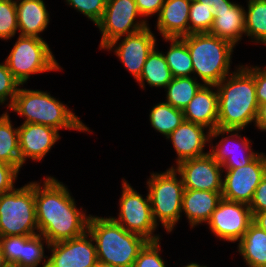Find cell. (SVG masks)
Here are the masks:
<instances>
[{
  "instance_id": "1",
  "label": "cell",
  "mask_w": 266,
  "mask_h": 267,
  "mask_svg": "<svg viewBox=\"0 0 266 267\" xmlns=\"http://www.w3.org/2000/svg\"><path fill=\"white\" fill-rule=\"evenodd\" d=\"M42 182L34 181L36 220L39 234L50 244L82 236L88 231L91 215L80 207L67 186L53 176H46Z\"/></svg>"
},
{
  "instance_id": "2",
  "label": "cell",
  "mask_w": 266,
  "mask_h": 267,
  "mask_svg": "<svg viewBox=\"0 0 266 267\" xmlns=\"http://www.w3.org/2000/svg\"><path fill=\"white\" fill-rule=\"evenodd\" d=\"M238 66L215 85L218 92V128L243 130L256 120L259 104L254 77L243 65Z\"/></svg>"
},
{
  "instance_id": "3",
  "label": "cell",
  "mask_w": 266,
  "mask_h": 267,
  "mask_svg": "<svg viewBox=\"0 0 266 267\" xmlns=\"http://www.w3.org/2000/svg\"><path fill=\"white\" fill-rule=\"evenodd\" d=\"M88 232L92 236L98 261L117 267H133L140 250L148 242L144 237L128 232L111 216H90Z\"/></svg>"
},
{
  "instance_id": "4",
  "label": "cell",
  "mask_w": 266,
  "mask_h": 267,
  "mask_svg": "<svg viewBox=\"0 0 266 267\" xmlns=\"http://www.w3.org/2000/svg\"><path fill=\"white\" fill-rule=\"evenodd\" d=\"M8 109L25 117L23 123L42 124L58 131L66 129L92 133L66 104L46 91L18 88Z\"/></svg>"
},
{
  "instance_id": "5",
  "label": "cell",
  "mask_w": 266,
  "mask_h": 267,
  "mask_svg": "<svg viewBox=\"0 0 266 267\" xmlns=\"http://www.w3.org/2000/svg\"><path fill=\"white\" fill-rule=\"evenodd\" d=\"M187 44L193 65V76L204 85H217L230 75L234 47L210 33H193L181 37ZM196 74V75H195Z\"/></svg>"
},
{
  "instance_id": "6",
  "label": "cell",
  "mask_w": 266,
  "mask_h": 267,
  "mask_svg": "<svg viewBox=\"0 0 266 267\" xmlns=\"http://www.w3.org/2000/svg\"><path fill=\"white\" fill-rule=\"evenodd\" d=\"M178 177L176 170L170 167L165 172L151 173L146 182L153 219L158 226V222L161 223L167 233L173 231L182 217L185 188L179 174Z\"/></svg>"
},
{
  "instance_id": "7",
  "label": "cell",
  "mask_w": 266,
  "mask_h": 267,
  "mask_svg": "<svg viewBox=\"0 0 266 267\" xmlns=\"http://www.w3.org/2000/svg\"><path fill=\"white\" fill-rule=\"evenodd\" d=\"M39 234L34 182L0 195V237Z\"/></svg>"
},
{
  "instance_id": "8",
  "label": "cell",
  "mask_w": 266,
  "mask_h": 267,
  "mask_svg": "<svg viewBox=\"0 0 266 267\" xmlns=\"http://www.w3.org/2000/svg\"><path fill=\"white\" fill-rule=\"evenodd\" d=\"M5 62L8 70L21 85L25 84L31 75L62 70L48 43L38 37L19 35Z\"/></svg>"
},
{
  "instance_id": "9",
  "label": "cell",
  "mask_w": 266,
  "mask_h": 267,
  "mask_svg": "<svg viewBox=\"0 0 266 267\" xmlns=\"http://www.w3.org/2000/svg\"><path fill=\"white\" fill-rule=\"evenodd\" d=\"M121 185L119 216L111 218L128 232L138 234L148 241L160 240V235L154 234L158 225L152 216L148 193L144 198L125 179L122 180Z\"/></svg>"
},
{
  "instance_id": "10",
  "label": "cell",
  "mask_w": 266,
  "mask_h": 267,
  "mask_svg": "<svg viewBox=\"0 0 266 267\" xmlns=\"http://www.w3.org/2000/svg\"><path fill=\"white\" fill-rule=\"evenodd\" d=\"M141 18L135 0H107L103 16L96 24L102 35L100 50L117 38L137 33L148 27V21Z\"/></svg>"
},
{
  "instance_id": "11",
  "label": "cell",
  "mask_w": 266,
  "mask_h": 267,
  "mask_svg": "<svg viewBox=\"0 0 266 267\" xmlns=\"http://www.w3.org/2000/svg\"><path fill=\"white\" fill-rule=\"evenodd\" d=\"M226 171V172H225ZM222 198L250 204L255 189L266 175V155L263 152L248 165L223 169Z\"/></svg>"
},
{
  "instance_id": "12",
  "label": "cell",
  "mask_w": 266,
  "mask_h": 267,
  "mask_svg": "<svg viewBox=\"0 0 266 267\" xmlns=\"http://www.w3.org/2000/svg\"><path fill=\"white\" fill-rule=\"evenodd\" d=\"M241 129L216 128L210 133L209 154L222 166L223 169H235L251 163L260 153L251 149V141L248 137H242ZM239 132V133H238ZM226 134V136L224 135ZM229 134V135H227ZM240 134V135H239ZM219 143L213 146L212 140L220 137ZM256 152V153H255Z\"/></svg>"
},
{
  "instance_id": "13",
  "label": "cell",
  "mask_w": 266,
  "mask_h": 267,
  "mask_svg": "<svg viewBox=\"0 0 266 267\" xmlns=\"http://www.w3.org/2000/svg\"><path fill=\"white\" fill-rule=\"evenodd\" d=\"M252 220L248 204L222 198L206 224L217 238L235 243L244 236Z\"/></svg>"
},
{
  "instance_id": "14",
  "label": "cell",
  "mask_w": 266,
  "mask_h": 267,
  "mask_svg": "<svg viewBox=\"0 0 266 267\" xmlns=\"http://www.w3.org/2000/svg\"><path fill=\"white\" fill-rule=\"evenodd\" d=\"M121 41V42H118ZM156 37L149 26L143 30L115 39L104 49L113 51L121 63L137 81L142 73L148 55L157 46Z\"/></svg>"
},
{
  "instance_id": "15",
  "label": "cell",
  "mask_w": 266,
  "mask_h": 267,
  "mask_svg": "<svg viewBox=\"0 0 266 267\" xmlns=\"http://www.w3.org/2000/svg\"><path fill=\"white\" fill-rule=\"evenodd\" d=\"M173 167L180 175L185 189L222 192V166L208 153L188 159Z\"/></svg>"
},
{
  "instance_id": "16",
  "label": "cell",
  "mask_w": 266,
  "mask_h": 267,
  "mask_svg": "<svg viewBox=\"0 0 266 267\" xmlns=\"http://www.w3.org/2000/svg\"><path fill=\"white\" fill-rule=\"evenodd\" d=\"M48 250L51 255L47 267H94L98 262L96 245L88 231L77 238L52 243Z\"/></svg>"
},
{
  "instance_id": "17",
  "label": "cell",
  "mask_w": 266,
  "mask_h": 267,
  "mask_svg": "<svg viewBox=\"0 0 266 267\" xmlns=\"http://www.w3.org/2000/svg\"><path fill=\"white\" fill-rule=\"evenodd\" d=\"M59 131L50 126L36 123H22L18 127L21 163L27 158L41 161L60 139Z\"/></svg>"
},
{
  "instance_id": "18",
  "label": "cell",
  "mask_w": 266,
  "mask_h": 267,
  "mask_svg": "<svg viewBox=\"0 0 266 267\" xmlns=\"http://www.w3.org/2000/svg\"><path fill=\"white\" fill-rule=\"evenodd\" d=\"M207 130L205 132L204 130ZM211 131L200 124L183 121L166 139L170 140L176 151V164L182 161L205 156L207 143H210Z\"/></svg>"
},
{
  "instance_id": "19",
  "label": "cell",
  "mask_w": 266,
  "mask_h": 267,
  "mask_svg": "<svg viewBox=\"0 0 266 267\" xmlns=\"http://www.w3.org/2000/svg\"><path fill=\"white\" fill-rule=\"evenodd\" d=\"M214 10V21L209 33L236 46L242 35H245V7L224 0V4H219Z\"/></svg>"
},
{
  "instance_id": "20",
  "label": "cell",
  "mask_w": 266,
  "mask_h": 267,
  "mask_svg": "<svg viewBox=\"0 0 266 267\" xmlns=\"http://www.w3.org/2000/svg\"><path fill=\"white\" fill-rule=\"evenodd\" d=\"M215 85H202L183 109L184 120L207 127L210 131L218 125V92Z\"/></svg>"
},
{
  "instance_id": "21",
  "label": "cell",
  "mask_w": 266,
  "mask_h": 267,
  "mask_svg": "<svg viewBox=\"0 0 266 267\" xmlns=\"http://www.w3.org/2000/svg\"><path fill=\"white\" fill-rule=\"evenodd\" d=\"M192 0H165L157 16L156 27L165 38L189 35V11Z\"/></svg>"
},
{
  "instance_id": "22",
  "label": "cell",
  "mask_w": 266,
  "mask_h": 267,
  "mask_svg": "<svg viewBox=\"0 0 266 267\" xmlns=\"http://www.w3.org/2000/svg\"><path fill=\"white\" fill-rule=\"evenodd\" d=\"M221 199V192L185 189L181 212L187 217L190 228L207 223Z\"/></svg>"
},
{
  "instance_id": "23",
  "label": "cell",
  "mask_w": 266,
  "mask_h": 267,
  "mask_svg": "<svg viewBox=\"0 0 266 267\" xmlns=\"http://www.w3.org/2000/svg\"><path fill=\"white\" fill-rule=\"evenodd\" d=\"M43 0H22L16 4L20 36L38 37L50 22V14Z\"/></svg>"
},
{
  "instance_id": "24",
  "label": "cell",
  "mask_w": 266,
  "mask_h": 267,
  "mask_svg": "<svg viewBox=\"0 0 266 267\" xmlns=\"http://www.w3.org/2000/svg\"><path fill=\"white\" fill-rule=\"evenodd\" d=\"M238 252L248 267H266V232L253 222L238 241Z\"/></svg>"
},
{
  "instance_id": "25",
  "label": "cell",
  "mask_w": 266,
  "mask_h": 267,
  "mask_svg": "<svg viewBox=\"0 0 266 267\" xmlns=\"http://www.w3.org/2000/svg\"><path fill=\"white\" fill-rule=\"evenodd\" d=\"M172 79L173 76L163 52L158 51L156 47L148 55L142 73L136 82L139 83L142 89L145 88V82H147L150 87L165 89Z\"/></svg>"
},
{
  "instance_id": "26",
  "label": "cell",
  "mask_w": 266,
  "mask_h": 267,
  "mask_svg": "<svg viewBox=\"0 0 266 267\" xmlns=\"http://www.w3.org/2000/svg\"><path fill=\"white\" fill-rule=\"evenodd\" d=\"M8 111L0 115V163L15 166L19 171L23 167L21 163L18 127L14 128Z\"/></svg>"
},
{
  "instance_id": "27",
  "label": "cell",
  "mask_w": 266,
  "mask_h": 267,
  "mask_svg": "<svg viewBox=\"0 0 266 267\" xmlns=\"http://www.w3.org/2000/svg\"><path fill=\"white\" fill-rule=\"evenodd\" d=\"M170 43L165 60L173 77L193 76V65L187 44L181 38H165Z\"/></svg>"
},
{
  "instance_id": "28",
  "label": "cell",
  "mask_w": 266,
  "mask_h": 267,
  "mask_svg": "<svg viewBox=\"0 0 266 267\" xmlns=\"http://www.w3.org/2000/svg\"><path fill=\"white\" fill-rule=\"evenodd\" d=\"M245 36L266 45V0H247ZM254 40V41H253Z\"/></svg>"
},
{
  "instance_id": "29",
  "label": "cell",
  "mask_w": 266,
  "mask_h": 267,
  "mask_svg": "<svg viewBox=\"0 0 266 267\" xmlns=\"http://www.w3.org/2000/svg\"><path fill=\"white\" fill-rule=\"evenodd\" d=\"M202 85L194 76L173 77L172 81L165 87L167 90L165 102L174 108L183 110Z\"/></svg>"
},
{
  "instance_id": "30",
  "label": "cell",
  "mask_w": 266,
  "mask_h": 267,
  "mask_svg": "<svg viewBox=\"0 0 266 267\" xmlns=\"http://www.w3.org/2000/svg\"><path fill=\"white\" fill-rule=\"evenodd\" d=\"M149 121L156 132L167 138L184 121L183 110L174 108L167 102H160L152 107Z\"/></svg>"
},
{
  "instance_id": "31",
  "label": "cell",
  "mask_w": 266,
  "mask_h": 267,
  "mask_svg": "<svg viewBox=\"0 0 266 267\" xmlns=\"http://www.w3.org/2000/svg\"><path fill=\"white\" fill-rule=\"evenodd\" d=\"M44 243L49 248L50 242L41 234L23 236V251L21 255V267H47L48 256H45Z\"/></svg>"
},
{
  "instance_id": "32",
  "label": "cell",
  "mask_w": 266,
  "mask_h": 267,
  "mask_svg": "<svg viewBox=\"0 0 266 267\" xmlns=\"http://www.w3.org/2000/svg\"><path fill=\"white\" fill-rule=\"evenodd\" d=\"M215 10L195 0L191 1L189 11V34L209 33L213 25Z\"/></svg>"
},
{
  "instance_id": "33",
  "label": "cell",
  "mask_w": 266,
  "mask_h": 267,
  "mask_svg": "<svg viewBox=\"0 0 266 267\" xmlns=\"http://www.w3.org/2000/svg\"><path fill=\"white\" fill-rule=\"evenodd\" d=\"M18 32L16 4L0 0V40H10Z\"/></svg>"
},
{
  "instance_id": "34",
  "label": "cell",
  "mask_w": 266,
  "mask_h": 267,
  "mask_svg": "<svg viewBox=\"0 0 266 267\" xmlns=\"http://www.w3.org/2000/svg\"><path fill=\"white\" fill-rule=\"evenodd\" d=\"M160 240L148 241L140 250L134 261L133 267H166L165 261L160 256Z\"/></svg>"
},
{
  "instance_id": "35",
  "label": "cell",
  "mask_w": 266,
  "mask_h": 267,
  "mask_svg": "<svg viewBox=\"0 0 266 267\" xmlns=\"http://www.w3.org/2000/svg\"><path fill=\"white\" fill-rule=\"evenodd\" d=\"M19 86L23 85L13 77L12 73L8 70L6 62L0 63V105H5L9 99V102L6 103L9 108L17 95Z\"/></svg>"
},
{
  "instance_id": "36",
  "label": "cell",
  "mask_w": 266,
  "mask_h": 267,
  "mask_svg": "<svg viewBox=\"0 0 266 267\" xmlns=\"http://www.w3.org/2000/svg\"><path fill=\"white\" fill-rule=\"evenodd\" d=\"M65 2L96 25L103 16L107 0H65Z\"/></svg>"
},
{
  "instance_id": "37",
  "label": "cell",
  "mask_w": 266,
  "mask_h": 267,
  "mask_svg": "<svg viewBox=\"0 0 266 267\" xmlns=\"http://www.w3.org/2000/svg\"><path fill=\"white\" fill-rule=\"evenodd\" d=\"M0 248L9 265L21 267L23 236L0 237Z\"/></svg>"
},
{
  "instance_id": "38",
  "label": "cell",
  "mask_w": 266,
  "mask_h": 267,
  "mask_svg": "<svg viewBox=\"0 0 266 267\" xmlns=\"http://www.w3.org/2000/svg\"><path fill=\"white\" fill-rule=\"evenodd\" d=\"M254 77L258 104L266 103V67L243 65Z\"/></svg>"
},
{
  "instance_id": "39",
  "label": "cell",
  "mask_w": 266,
  "mask_h": 267,
  "mask_svg": "<svg viewBox=\"0 0 266 267\" xmlns=\"http://www.w3.org/2000/svg\"><path fill=\"white\" fill-rule=\"evenodd\" d=\"M19 170L12 165L0 163V195L14 189Z\"/></svg>"
},
{
  "instance_id": "40",
  "label": "cell",
  "mask_w": 266,
  "mask_h": 267,
  "mask_svg": "<svg viewBox=\"0 0 266 267\" xmlns=\"http://www.w3.org/2000/svg\"><path fill=\"white\" fill-rule=\"evenodd\" d=\"M248 206L252 216L257 212L266 210V175L255 189L253 198Z\"/></svg>"
},
{
  "instance_id": "41",
  "label": "cell",
  "mask_w": 266,
  "mask_h": 267,
  "mask_svg": "<svg viewBox=\"0 0 266 267\" xmlns=\"http://www.w3.org/2000/svg\"><path fill=\"white\" fill-rule=\"evenodd\" d=\"M165 0H135L139 13L142 18L158 15ZM147 17V18H146Z\"/></svg>"
},
{
  "instance_id": "42",
  "label": "cell",
  "mask_w": 266,
  "mask_h": 267,
  "mask_svg": "<svg viewBox=\"0 0 266 267\" xmlns=\"http://www.w3.org/2000/svg\"><path fill=\"white\" fill-rule=\"evenodd\" d=\"M254 125L258 130L266 132V103L259 104Z\"/></svg>"
},
{
  "instance_id": "43",
  "label": "cell",
  "mask_w": 266,
  "mask_h": 267,
  "mask_svg": "<svg viewBox=\"0 0 266 267\" xmlns=\"http://www.w3.org/2000/svg\"><path fill=\"white\" fill-rule=\"evenodd\" d=\"M252 222L266 232V210L255 213Z\"/></svg>"
},
{
  "instance_id": "44",
  "label": "cell",
  "mask_w": 266,
  "mask_h": 267,
  "mask_svg": "<svg viewBox=\"0 0 266 267\" xmlns=\"http://www.w3.org/2000/svg\"><path fill=\"white\" fill-rule=\"evenodd\" d=\"M199 3H203L206 6H212L214 9L219 5V4H224V0H195Z\"/></svg>"
},
{
  "instance_id": "45",
  "label": "cell",
  "mask_w": 266,
  "mask_h": 267,
  "mask_svg": "<svg viewBox=\"0 0 266 267\" xmlns=\"http://www.w3.org/2000/svg\"><path fill=\"white\" fill-rule=\"evenodd\" d=\"M9 264L6 261L5 256L3 255L1 248H0V267H7Z\"/></svg>"
},
{
  "instance_id": "46",
  "label": "cell",
  "mask_w": 266,
  "mask_h": 267,
  "mask_svg": "<svg viewBox=\"0 0 266 267\" xmlns=\"http://www.w3.org/2000/svg\"><path fill=\"white\" fill-rule=\"evenodd\" d=\"M94 267H117V266H113L111 264H106V263H102L100 261H98Z\"/></svg>"
},
{
  "instance_id": "47",
  "label": "cell",
  "mask_w": 266,
  "mask_h": 267,
  "mask_svg": "<svg viewBox=\"0 0 266 267\" xmlns=\"http://www.w3.org/2000/svg\"><path fill=\"white\" fill-rule=\"evenodd\" d=\"M182 267H207V266H201L200 264L196 263V262H191L185 266H182Z\"/></svg>"
},
{
  "instance_id": "48",
  "label": "cell",
  "mask_w": 266,
  "mask_h": 267,
  "mask_svg": "<svg viewBox=\"0 0 266 267\" xmlns=\"http://www.w3.org/2000/svg\"><path fill=\"white\" fill-rule=\"evenodd\" d=\"M5 1L11 2V3H14V4H17V3H19L22 0H5Z\"/></svg>"
},
{
  "instance_id": "49",
  "label": "cell",
  "mask_w": 266,
  "mask_h": 267,
  "mask_svg": "<svg viewBox=\"0 0 266 267\" xmlns=\"http://www.w3.org/2000/svg\"><path fill=\"white\" fill-rule=\"evenodd\" d=\"M7 267H18V266H15V265H8Z\"/></svg>"
}]
</instances>
